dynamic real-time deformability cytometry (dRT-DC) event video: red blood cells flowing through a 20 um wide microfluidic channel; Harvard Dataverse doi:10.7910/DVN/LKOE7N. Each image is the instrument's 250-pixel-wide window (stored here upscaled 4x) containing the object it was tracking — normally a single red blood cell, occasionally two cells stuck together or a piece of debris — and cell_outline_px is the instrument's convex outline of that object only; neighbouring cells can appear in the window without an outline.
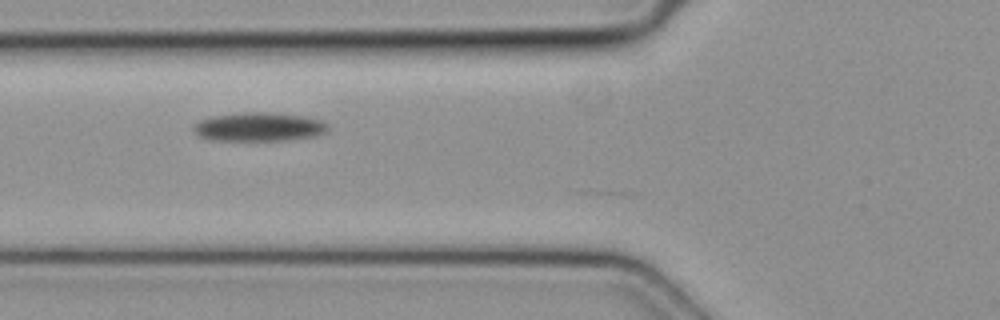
{"species": "common noctule bat (a hibernating species)", "species_latin": "Nyctalus noctula", "temperature_condition": "cold", "stored_images_in_passage": 30, "camera_frame_rate_fps": 3000, "um_per_image_px": 0.085, "animal": {"sex": "female", "body_mass_g": 19.3, "forearm_length_mm": 54.1}, "frame": {"image": 1, "passage_image": 8, "time_ms": 2.333, "image_size_px": [1000, 320], "cell_outline_px": [[328, 132], [316, 136], [288, 140], [208, 140], [200, 136], [192, 128], [200, 120], [212, 116], [244, 112], [268, 112], [304, 116], [320, 120], [328, 124]], "centroid_in_image_um": [22.04, 10.78], "position_along_channel_um": 103.8, "area_um2": 22.54}}
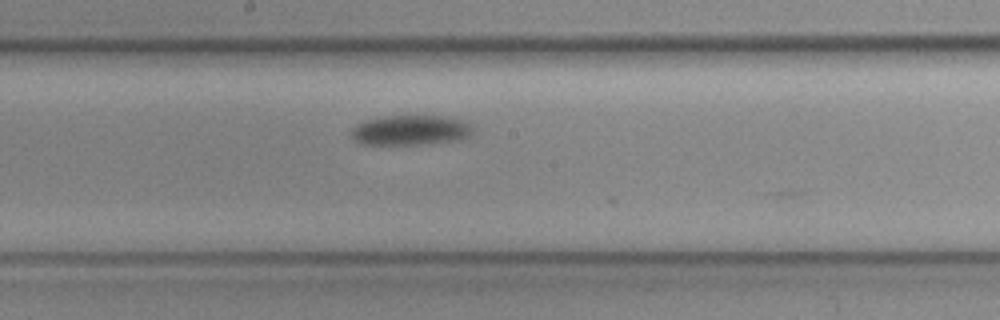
{"frame": {"image": 2, "passage_image": 16, "time_ms": 5.0, "image_size_px": [1000, 320], "cell_outline_px": [[472, 132], [464, 140], [428, 144], [364, 144], [352, 140], [352, 128], [356, 124], [368, 120], [384, 116], [440, 116], [460, 120], [468, 124], [472, 128]], "centroid_in_image_um": [34.89, 11.08], "position_along_channel_um": 213.3, "area_um2": 21.15}}
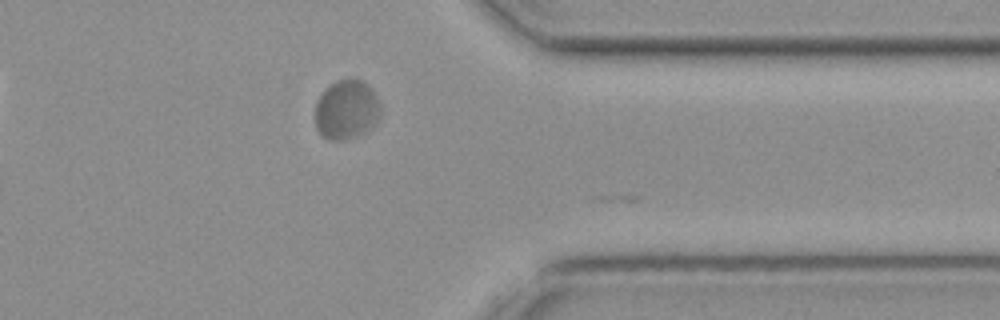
{"frame": {"image": 3, "passage_image": 29, "time_ms": 9.333, "image_size_px": [1000, 320], "cell_outline_px": [[380, 112], [376, 120], [364, 132], [356, 136], [336, 140], [328, 140], [316, 128], [316, 100], [324, 88], [336, 80], [364, 80], [372, 88], [380, 104]], "centroid_in_image_um": [29.43, 9.28], "position_along_channel_um": 382.0, "area_um2": 22.37}}